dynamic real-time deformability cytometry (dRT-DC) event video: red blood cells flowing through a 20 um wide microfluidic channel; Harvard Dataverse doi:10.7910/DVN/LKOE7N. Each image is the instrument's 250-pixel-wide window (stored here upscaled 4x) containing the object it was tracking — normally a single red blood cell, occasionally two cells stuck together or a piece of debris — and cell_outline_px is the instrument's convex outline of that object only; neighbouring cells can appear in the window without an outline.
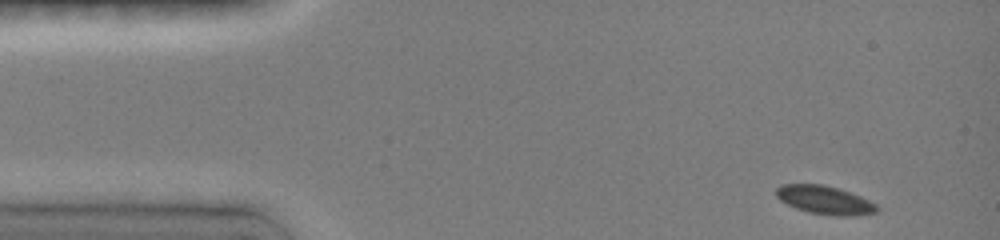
{"species": "common noctule bat (a hibernating species)", "species_latin": "Nyctalus noctula", "temperature_condition": "room temperature", "stored_images_in_passage": 62, "camera_frame_rate_fps": 3000, "um_per_image_px": 0.085, "animal": {"sex": "female", "body_mass_g": 19.0, "forearm_length_mm": 51.5}, "frame": {"image": 1, "passage_image": 1, "time_ms": 0.0, "image_size_px": [1000, 240], "cell_outline_px": [[880, 208], [876, 212], [856, 216], [836, 216], [808, 212], [796, 208], [780, 200], [776, 196], [776, 188], [780, 184], [824, 184], [860, 196], [876, 204]], "centroid_in_image_um": [70.1, 17.0], "position_along_channel_um": 14.9, "area_um2": 16.65}}
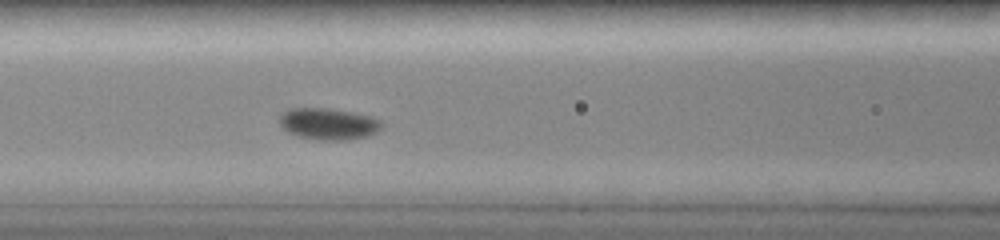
{"frame": {"image": 2, "passage_image": 36, "time_ms": 5.333, "image_size_px": [1000, 240], "cell_outline_px": [[384, 124], [376, 132], [368, 136], [348, 140], [316, 140], [300, 136], [288, 132], [280, 124], [280, 112], [288, 108], [328, 108], [352, 112], [372, 116], [380, 120]], "centroid_in_image_um": [27.92, 10.52], "position_along_channel_um": 138.7, "area_um2": 18.96}}
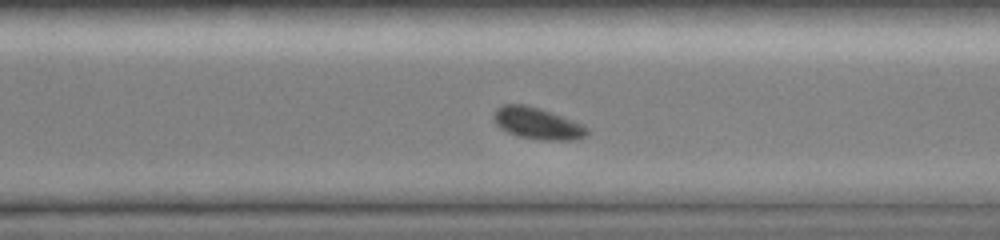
{"frame": {"image": 3, "passage_image": 58, "time_ms": 10.0, "image_size_px": [1000, 240], "cell_outline_px": [[588, 132], [584, 136], [572, 140], [544, 140], [520, 136], [508, 132], [500, 128], [496, 124], [492, 116], [496, 108], [504, 104], [524, 104], [540, 108], [584, 124], [588, 128]], "centroid_in_image_um": [45.67, 10.47], "position_along_channel_um": 324.9, "area_um2": 17.17}}